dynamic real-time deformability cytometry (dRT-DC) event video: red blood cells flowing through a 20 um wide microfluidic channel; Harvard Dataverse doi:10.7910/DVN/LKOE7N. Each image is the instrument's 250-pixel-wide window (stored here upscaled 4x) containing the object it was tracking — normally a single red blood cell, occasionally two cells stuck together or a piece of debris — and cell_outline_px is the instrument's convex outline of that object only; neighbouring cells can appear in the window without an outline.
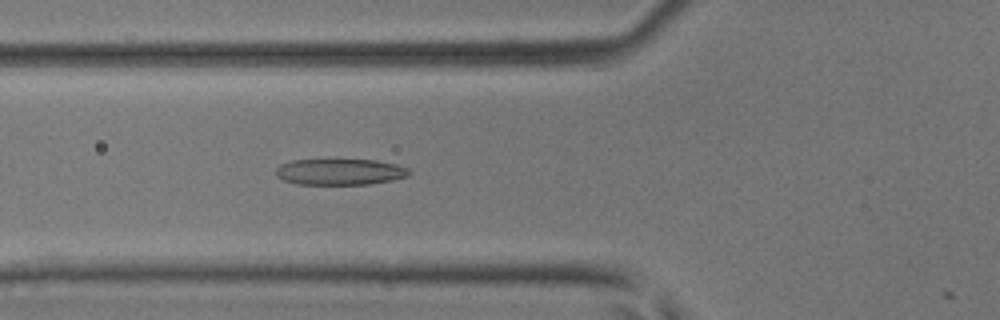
{"species": "common noctule bat (a hibernating species)", "species_latin": "Nyctalus noctula", "temperature_condition": "room temperature", "stored_images_in_passage": 35, "camera_frame_rate_fps": 3000, "um_per_image_px": 0.085, "animal": {"sex": "male", "body_mass_g": 17.9, "forearm_length_mm": 54.2}, "frame": {"image": 1, "passage_image": 9, "time_ms": 2.667, "image_size_px": [1000, 320], "cell_outline_px": [[412, 172], [408, 176], [392, 180], [368, 184], [296, 184], [284, 180], [276, 176], [276, 168], [280, 164], [292, 160], [376, 160], [396, 164], [408, 168]], "centroid_in_image_um": [28.9, 14.6], "position_along_channel_um": 96.9, "area_um2": 20.29}}
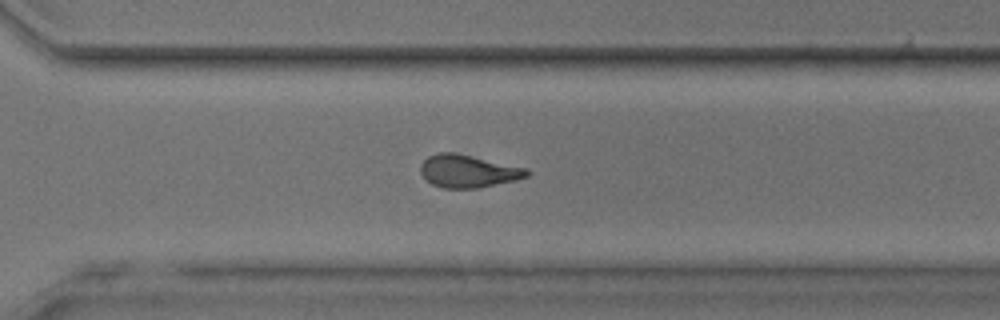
{"frame": {"image": 2, "passage_image": 25, "time_ms": 8.0, "image_size_px": [1000, 320], "cell_outline_px": [[532, 172], [528, 176], [516, 180], [476, 188], [444, 188], [432, 184], [420, 172], [420, 164], [428, 156], [440, 152], [456, 152], [528, 168]], "centroid_in_image_um": [39.82, 14.53], "position_along_channel_um": 330.8, "area_um2": 20.35}}
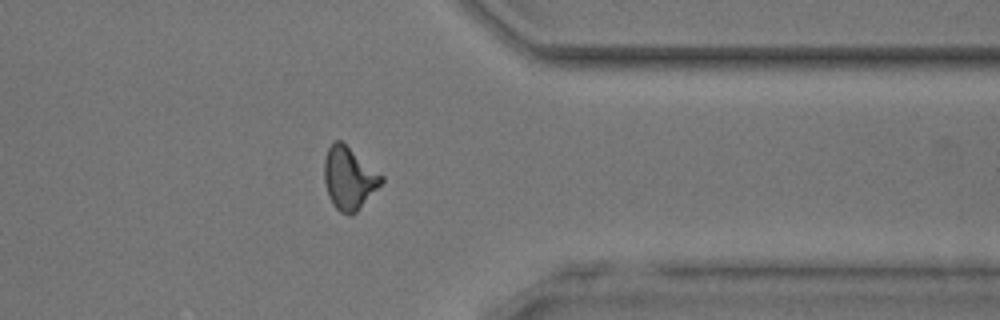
{"frame": {"image": 3, "passage_image": 29, "time_ms": 9.333, "image_size_px": [1000, 320], "cell_outline_px": [[384, 180], [356, 212], [352, 216], [348, 216], [340, 212], [332, 204], [328, 196], [324, 180], [324, 160], [328, 148], [332, 140], [340, 140], [384, 176]], "centroid_in_image_um": [29.64, 15.15], "position_along_channel_um": 381.8, "area_um2": 20.75}}